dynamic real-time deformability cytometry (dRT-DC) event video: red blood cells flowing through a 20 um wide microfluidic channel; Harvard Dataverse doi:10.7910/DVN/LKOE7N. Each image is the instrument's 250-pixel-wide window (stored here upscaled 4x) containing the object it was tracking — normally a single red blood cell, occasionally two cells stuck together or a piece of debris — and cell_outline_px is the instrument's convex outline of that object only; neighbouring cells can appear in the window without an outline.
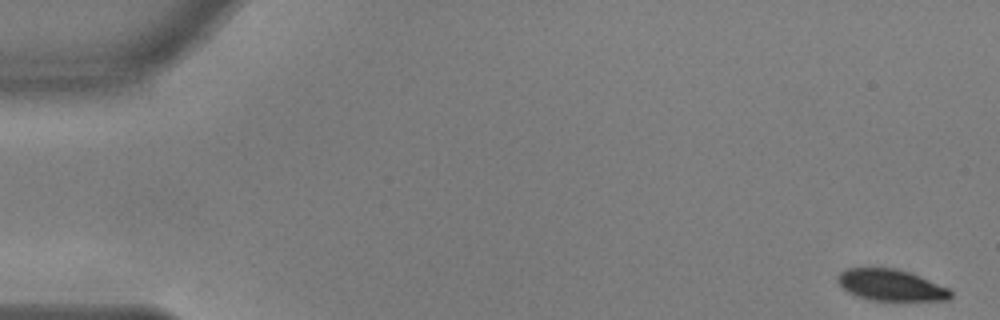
{"species": "common noctule bat (a hibernating species)", "species_latin": "Nyctalus noctula", "temperature_condition": "warm", "stored_images_in_passage": 55, "camera_frame_rate_fps": 3000, "um_per_image_px": 0.085, "animal": {"sex": "male", "body_mass_g": 17.9, "forearm_length_mm": 54.2}, "frame": {"image": 1, "passage_image": 1, "time_ms": 0.0, "image_size_px": [1000, 320], "cell_outline_px": [[952, 296], [948, 300], [872, 300], [856, 296], [848, 292], [836, 280], [836, 276], [840, 272], [848, 268], [896, 268], [920, 276], [948, 288], [952, 292]], "centroid_in_image_um": [75.71, 24.23], "position_along_channel_um": 9.3, "area_um2": 20.52}}
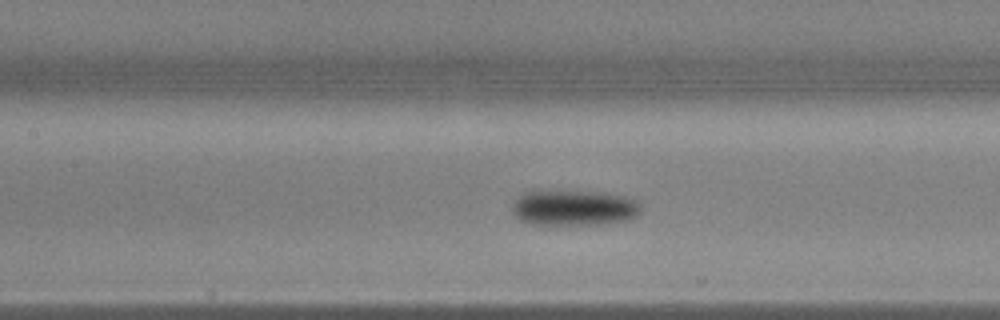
{"frame": {"image": 2, "passage_image": 25, "time_ms": 8.0, "image_size_px": [1000, 320], "cell_outline_px": [[640, 212], [636, 216], [628, 220], [604, 224], [528, 224], [520, 220], [512, 212], [512, 204], [524, 192], [604, 192], [624, 196], [636, 200], [640, 204]], "centroid_in_image_um": [48.81, 17.68], "position_along_channel_um": 158.6, "area_um2": 26.41}}
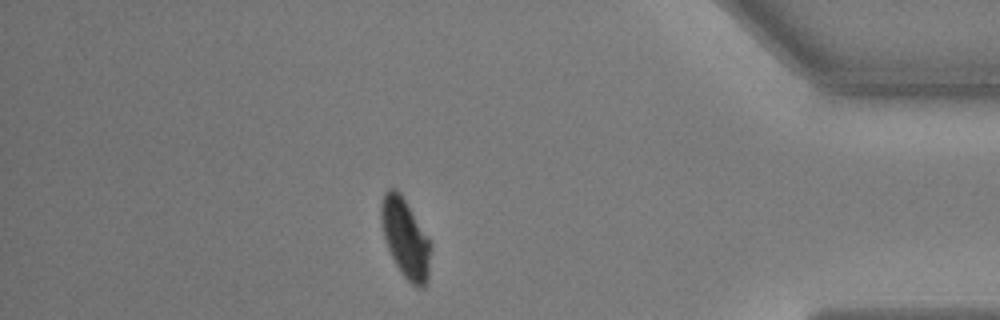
{"frame": {"image": 3, "passage_image": 48, "time_ms": 15.667, "image_size_px": [1000, 320], "cell_outline_px": [[432, 244], [428, 280], [424, 288], [416, 288], [400, 272], [384, 240], [380, 220], [380, 204], [384, 192], [388, 188], [396, 188], [400, 192], [428, 236]], "centroid_in_image_um": [34.46, 20.25], "position_along_channel_um": 400.7, "area_um2": 23.24}, "authors_computed_cell_mechanics": {"area_um2": 23.8136, "velocity_mm_per_s": 3.6295, "shape_relaxation_time_tau1_ms": 2.4942, "shape_relaxation_time_tau2_ms": 3.5938, "deformation_change_tau1": 0.1347, "deformation_change_tau2": 0.0543}}